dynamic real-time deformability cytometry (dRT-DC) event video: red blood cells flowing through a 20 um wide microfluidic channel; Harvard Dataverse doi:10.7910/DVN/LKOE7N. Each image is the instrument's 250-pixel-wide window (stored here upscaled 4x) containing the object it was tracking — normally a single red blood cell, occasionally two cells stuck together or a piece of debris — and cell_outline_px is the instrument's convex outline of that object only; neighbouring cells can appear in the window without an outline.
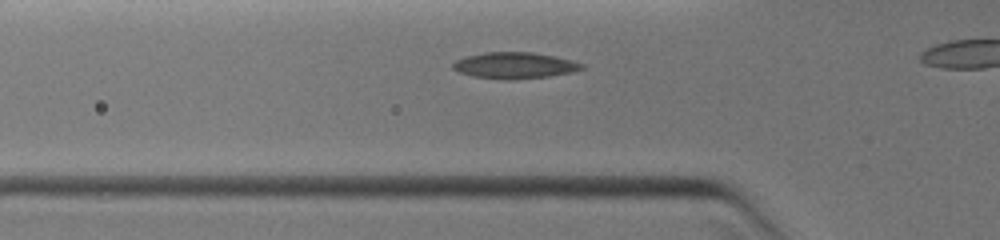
{"species": "common noctule bat (a hibernating species)", "species_latin": "Nyctalus noctula", "temperature_condition": "warm", "stored_images_in_passage": 13, "camera_frame_rate_fps": 3000, "um_per_image_px": 0.085, "animal": {"sex": "female", "body_mass_g": 19.0, "forearm_length_mm": 51.5}, "frame": {"image": 1, "passage_image": 9, "time_ms": 1.667, "image_size_px": [1000, 240], "cell_outline_px": [[584, 68], [572, 72], [548, 76], [508, 80], [472, 76], [460, 72], [452, 68], [452, 64], [456, 60], [468, 56], [484, 52], [532, 52], [556, 56], [584, 64]], "centroid_in_image_um": [43.74, 5.56], "position_along_channel_um": 82.1, "area_um2": 19.59}}